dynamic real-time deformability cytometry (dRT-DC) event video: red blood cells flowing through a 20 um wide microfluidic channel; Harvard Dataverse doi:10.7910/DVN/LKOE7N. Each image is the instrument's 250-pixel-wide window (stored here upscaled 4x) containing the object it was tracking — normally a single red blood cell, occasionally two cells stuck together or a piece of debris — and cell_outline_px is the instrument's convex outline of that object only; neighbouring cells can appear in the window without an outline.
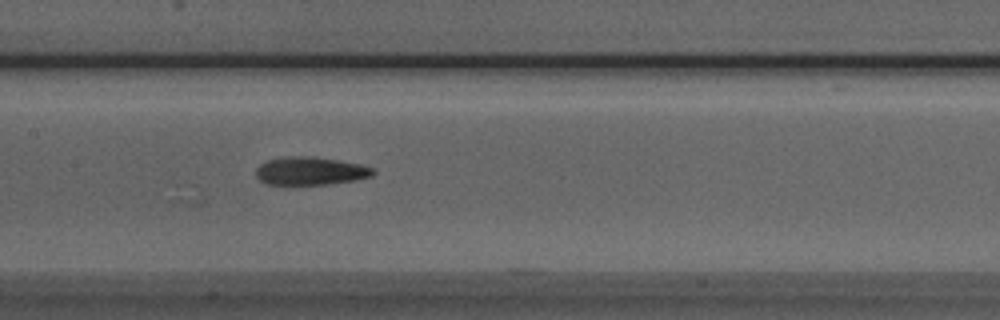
{"species": "Egyptian fruit bat (a non-hibernating species)", "species_latin": "Rousettus aegyptiacus", "temperature_condition": "room temperature", "stored_images_in_passage": 45, "camera_frame_rate_fps": 3000, "um_per_image_px": 0.085, "animal": {"sex": "male"}, "frame": {"image": 1, "passage_image": 18, "time_ms": 5.667, "image_size_px": [1000, 320], "cell_outline_px": [[376, 172], [372, 176], [356, 180], [328, 184], [268, 184], [260, 180], [256, 176], [256, 168], [260, 164], [268, 160], [288, 156], [312, 156], [360, 164], [372, 168]], "centroid_in_image_um": [26.39, 14.53], "position_along_channel_um": 181.0, "area_um2": 19.02}}
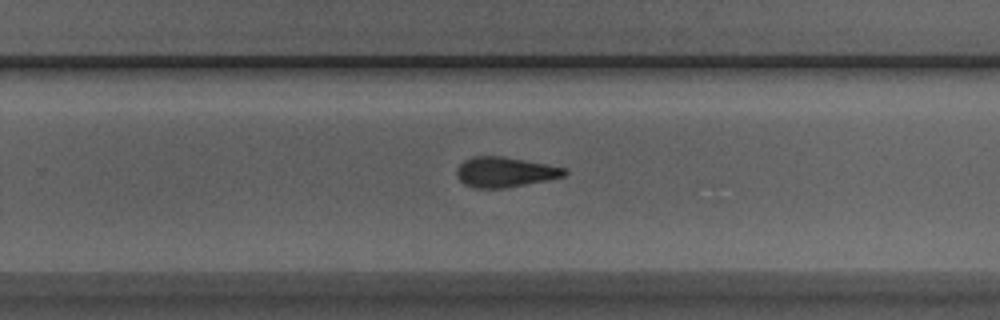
{"frame": {"image": 2, "passage_image": 26, "time_ms": 8.333, "image_size_px": [1000, 320], "cell_outline_px": [[568, 172], [564, 176], [548, 180], [504, 188], [476, 188], [464, 184], [456, 176], [456, 168], [464, 160], [472, 156], [500, 156], [548, 164], [568, 168]], "centroid_in_image_um": [42.92, 14.62], "position_along_channel_um": 286.9, "area_um2": 19.02}}
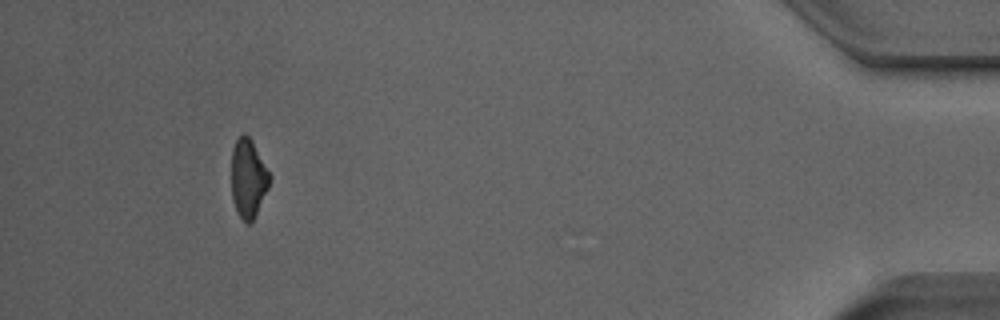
{"frame": {"image": 3, "passage_image": 41, "time_ms": 13.333, "image_size_px": [1000, 320], "cell_outline_px": [[272, 176], [268, 188], [252, 220], [248, 224], [236, 212], [232, 200], [232, 148], [236, 140], [244, 132], [252, 140]], "centroid_in_image_um": [21.1, 15.12], "position_along_channel_um": 414.1, "area_um2": 17.4}, "authors_computed_cell_mechanics": {"area_um2": 18.8428, "velocity_mm_per_s": 3.9866, "shape_relaxation_time_tau1_ms": 6.4814, "shape_relaxation_time_tau2_ms": 6.3615, "deformation_change_tau1": 0.195, "deformation_change_tau2": 0.1698}}